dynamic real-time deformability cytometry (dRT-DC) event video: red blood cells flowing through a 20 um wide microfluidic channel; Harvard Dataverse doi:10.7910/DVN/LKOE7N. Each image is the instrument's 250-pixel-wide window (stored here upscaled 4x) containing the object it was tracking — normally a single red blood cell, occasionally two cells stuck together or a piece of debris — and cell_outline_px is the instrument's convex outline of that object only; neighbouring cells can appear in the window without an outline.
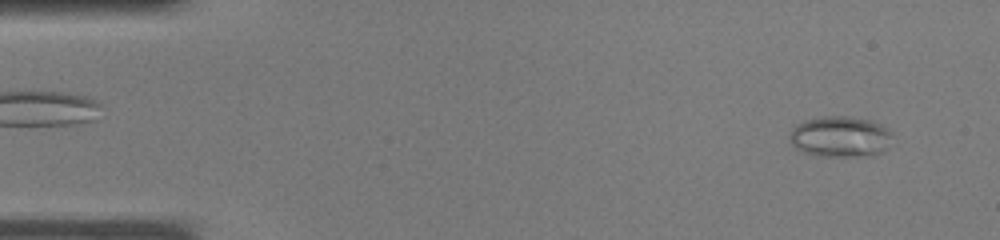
{"species": "common noctule bat (a hibernating species)", "species_latin": "Nyctalus noctula", "temperature_condition": "warm", "stored_images_in_passage": 35, "camera_frame_rate_fps": 3000, "um_per_image_px": 0.085, "animal": {"sex": "male", "body_mass_g": 19.0, "forearm_length_mm": 50.8}, "frame": {"image": 1, "passage_image": 1, "time_ms": 0.0, "image_size_px": [1000, 240], "cell_outline_px": [[892, 132], [884, 148], [880, 152], [852, 156], [820, 156], [804, 152], [796, 148], [792, 144], [788, 136], [792, 128], [796, 124], [804, 120], [824, 116], [848, 116], [872, 120], [888, 128]], "centroid_in_image_um": [71.35, 11.58], "position_along_channel_um": 13.7, "area_um2": 24.16}}
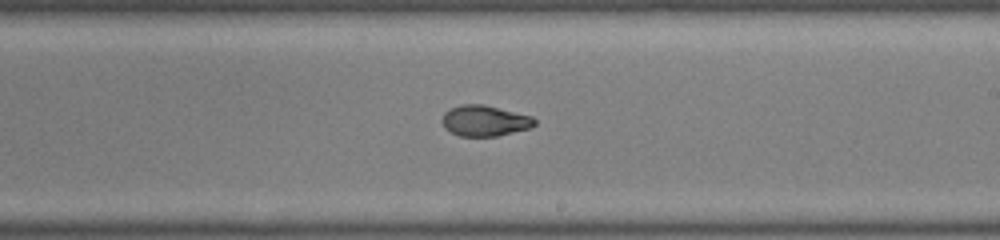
{"frame": {"image": 2, "passage_image": 20, "time_ms": 6.333, "image_size_px": [1000, 240], "cell_outline_px": [[536, 124], [532, 128], [496, 136], [460, 136], [444, 128], [440, 120], [444, 112], [460, 104], [484, 104], [532, 116], [536, 120]], "centroid_in_image_um": [41.2, 10.26], "position_along_channel_um": 247.8, "area_um2": 16.76}}
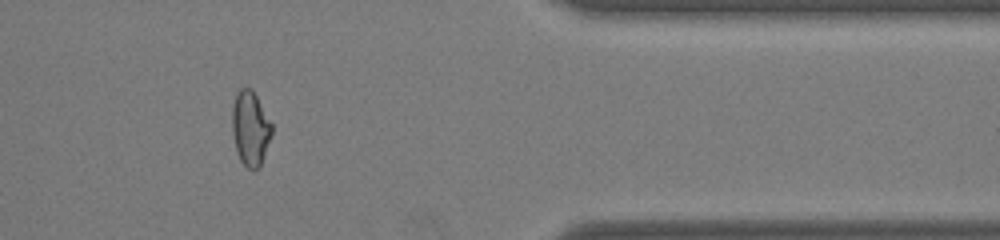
{"frame": {"image": 3, "passage_image": 29, "time_ms": 9.333, "image_size_px": [1000, 240], "cell_outline_px": [[272, 132], [260, 164], [256, 168], [248, 168], [240, 160], [236, 152], [232, 132], [232, 108], [236, 92], [240, 88], [252, 88], [272, 124]], "centroid_in_image_um": [21.25, 10.86], "position_along_channel_um": 390.2, "area_um2": 16.99}}